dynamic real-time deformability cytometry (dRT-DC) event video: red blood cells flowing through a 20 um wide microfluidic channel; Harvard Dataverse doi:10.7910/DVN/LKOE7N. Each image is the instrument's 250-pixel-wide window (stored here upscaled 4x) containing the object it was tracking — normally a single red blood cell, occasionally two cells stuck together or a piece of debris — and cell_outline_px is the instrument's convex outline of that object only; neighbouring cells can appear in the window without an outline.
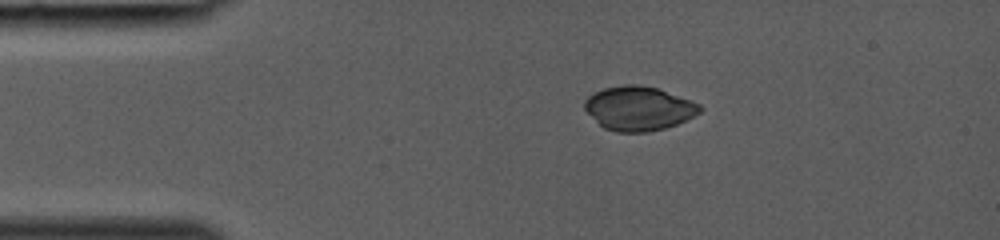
{"species": "common noctule bat (a hibernating species)", "species_latin": "Nyctalus noctula", "temperature_condition": "room temperature", "stored_images_in_passage": 32, "camera_frame_rate_fps": 3000, "um_per_image_px": 0.085, "animal": {"sex": "female", "body_mass_g": 19.0, "forearm_length_mm": 53.3}, "frame": {"image": 1, "passage_image": 1, "time_ms": 0.0, "image_size_px": [1000, 240], "cell_outline_px": [[704, 108], [700, 112], [676, 124], [664, 128], [648, 132], [616, 132], [604, 128], [584, 108], [584, 100], [588, 96], [604, 88], [624, 84], [636, 84], [656, 88], [700, 104]], "centroid_in_image_um": [54.27, 9.21], "position_along_channel_um": 30.7, "area_um2": 29.25}}
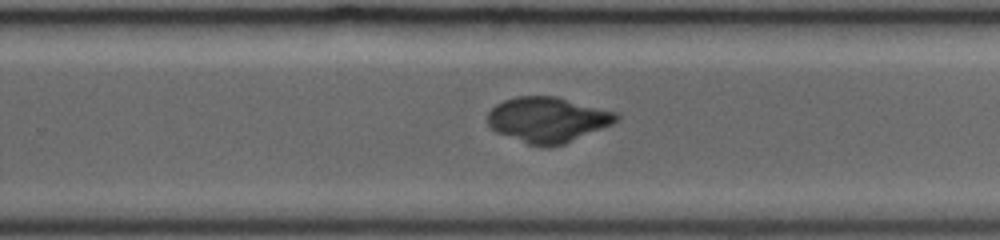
{"frame": {"image": 2, "passage_image": 19, "time_ms": 6.0, "image_size_px": [1000, 240], "cell_outline_px": [[620, 120], [612, 124], [564, 144], [548, 148], [544, 148], [528, 144], [496, 132], [488, 124], [488, 112], [496, 104], [504, 100], [516, 96], [556, 96], [616, 112], [620, 116]], "centroid_in_image_um": [46.55, 10.18], "position_along_channel_um": 283.2, "area_um2": 34.1}}
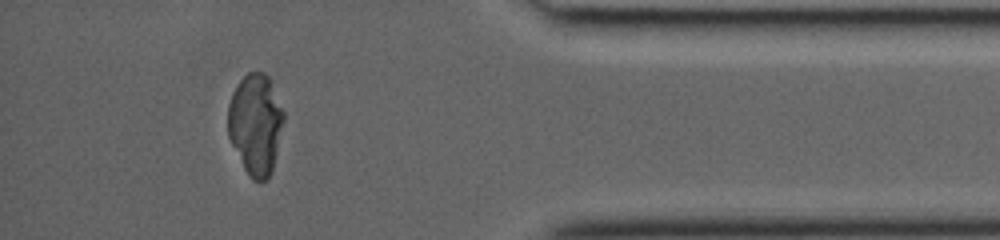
{"frame": {"image": 3, "passage_image": 28, "time_ms": 9.0, "image_size_px": [1000, 240], "cell_outline_px": [[284, 120], [272, 172], [260, 184], [252, 180], [248, 176], [228, 136], [228, 104], [232, 92], [236, 84], [248, 72], [264, 72], [268, 76], [284, 112]], "centroid_in_image_um": [21.71, 10.56], "position_along_channel_um": 413.5, "area_um2": 32.83}}